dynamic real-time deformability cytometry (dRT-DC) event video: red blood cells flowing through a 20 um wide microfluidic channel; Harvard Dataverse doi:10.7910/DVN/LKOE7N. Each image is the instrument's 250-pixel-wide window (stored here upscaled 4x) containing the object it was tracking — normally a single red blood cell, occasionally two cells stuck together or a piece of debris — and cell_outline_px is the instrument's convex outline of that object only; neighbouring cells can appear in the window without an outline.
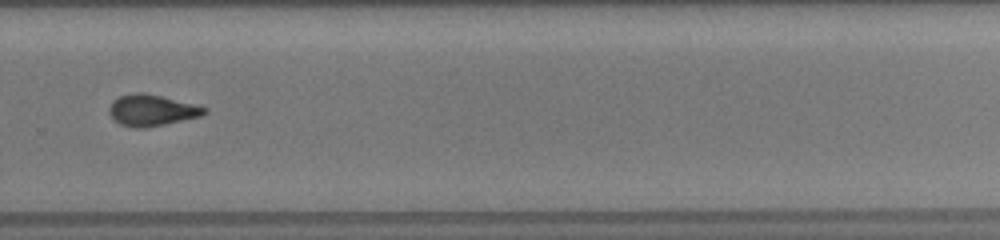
{"species": "common noctule bat (a hibernating species)", "species_latin": "Nyctalus noctula", "temperature_condition": "room temperature", "stored_images_in_passage": 52, "segment_of_instrument_passage": [2, 2], "camera_frame_rate_fps": 3000, "um_per_image_px": 0.085, "animal": {"sex": "female", "body_mass_g": 19.5, "forearm_length_mm": 54.1}, "frame": {"image": 1, "passage_image": 37, "time_ms": 12.0, "image_size_px": [1000, 240], "cell_outline_px": [[208, 112], [200, 116], [164, 124], [144, 128], [136, 128], [120, 124], [108, 112], [108, 108], [112, 100], [120, 96], [136, 92], [140, 92], [160, 96], [208, 108]], "centroid_in_image_um": [12.87, 9.37], "position_along_channel_um": 316.9, "area_um2": 17.05}}
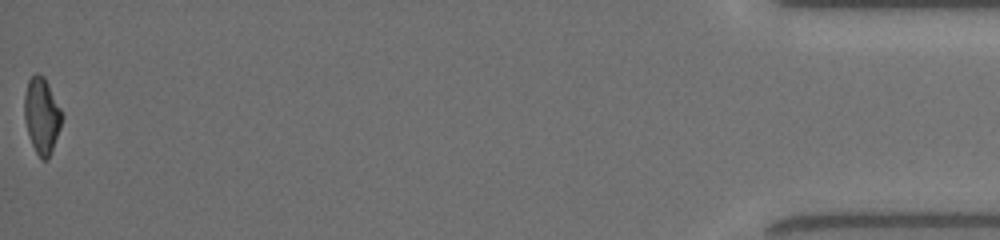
{"frame": {"image": 2, "passage_image": 52, "time_ms": 17.0, "image_size_px": [1000, 240], "cell_outline_px": [[64, 116], [60, 128], [48, 160], [40, 160], [32, 144], [24, 120], [24, 96], [28, 80], [36, 72], [44, 76]], "centroid_in_image_um": [3.55, 9.83], "position_along_channel_um": 431.7, "area_um2": 16.59}}